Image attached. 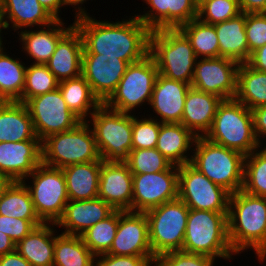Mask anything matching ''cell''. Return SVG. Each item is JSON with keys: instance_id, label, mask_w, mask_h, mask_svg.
I'll return each mask as SVG.
<instances>
[{"instance_id": "obj_1", "label": "cell", "mask_w": 266, "mask_h": 266, "mask_svg": "<svg viewBox=\"0 0 266 266\" xmlns=\"http://www.w3.org/2000/svg\"><path fill=\"white\" fill-rule=\"evenodd\" d=\"M122 21H103L90 14L74 19L83 39V54H103L132 64L149 55L151 30L134 14Z\"/></svg>"}, {"instance_id": "obj_2", "label": "cell", "mask_w": 266, "mask_h": 266, "mask_svg": "<svg viewBox=\"0 0 266 266\" xmlns=\"http://www.w3.org/2000/svg\"><path fill=\"white\" fill-rule=\"evenodd\" d=\"M228 238L235 254L253 249L258 261L266 259V197L242 189L230 194Z\"/></svg>"}, {"instance_id": "obj_3", "label": "cell", "mask_w": 266, "mask_h": 266, "mask_svg": "<svg viewBox=\"0 0 266 266\" xmlns=\"http://www.w3.org/2000/svg\"><path fill=\"white\" fill-rule=\"evenodd\" d=\"M190 164L210 181L233 194L243 187L245 155L197 137Z\"/></svg>"}, {"instance_id": "obj_4", "label": "cell", "mask_w": 266, "mask_h": 266, "mask_svg": "<svg viewBox=\"0 0 266 266\" xmlns=\"http://www.w3.org/2000/svg\"><path fill=\"white\" fill-rule=\"evenodd\" d=\"M228 212L189 209L182 251L224 260L236 255L228 238Z\"/></svg>"}, {"instance_id": "obj_5", "label": "cell", "mask_w": 266, "mask_h": 266, "mask_svg": "<svg viewBox=\"0 0 266 266\" xmlns=\"http://www.w3.org/2000/svg\"><path fill=\"white\" fill-rule=\"evenodd\" d=\"M205 138L245 156L261 146L254 133L252 111L235 98L222 100L218 105L212 127Z\"/></svg>"}, {"instance_id": "obj_6", "label": "cell", "mask_w": 266, "mask_h": 266, "mask_svg": "<svg viewBox=\"0 0 266 266\" xmlns=\"http://www.w3.org/2000/svg\"><path fill=\"white\" fill-rule=\"evenodd\" d=\"M149 54L156 62L159 74L191 85L198 58L179 29L152 30Z\"/></svg>"}, {"instance_id": "obj_7", "label": "cell", "mask_w": 266, "mask_h": 266, "mask_svg": "<svg viewBox=\"0 0 266 266\" xmlns=\"http://www.w3.org/2000/svg\"><path fill=\"white\" fill-rule=\"evenodd\" d=\"M102 161L95 135L87 121L80 122L74 129L55 133L42 141V163L64 168L72 164Z\"/></svg>"}, {"instance_id": "obj_8", "label": "cell", "mask_w": 266, "mask_h": 266, "mask_svg": "<svg viewBox=\"0 0 266 266\" xmlns=\"http://www.w3.org/2000/svg\"><path fill=\"white\" fill-rule=\"evenodd\" d=\"M89 118L87 122L95 135L100 158L103 161H125L132 150L133 114L101 104Z\"/></svg>"}, {"instance_id": "obj_9", "label": "cell", "mask_w": 266, "mask_h": 266, "mask_svg": "<svg viewBox=\"0 0 266 266\" xmlns=\"http://www.w3.org/2000/svg\"><path fill=\"white\" fill-rule=\"evenodd\" d=\"M26 179H32V182L27 184ZM22 182L30 192L40 220L43 223L56 224L63 216L65 206L69 201L66 179L62 169L41 163Z\"/></svg>"}, {"instance_id": "obj_10", "label": "cell", "mask_w": 266, "mask_h": 266, "mask_svg": "<svg viewBox=\"0 0 266 266\" xmlns=\"http://www.w3.org/2000/svg\"><path fill=\"white\" fill-rule=\"evenodd\" d=\"M189 208L179 198L145 212L149 242L155 257L182 250Z\"/></svg>"}, {"instance_id": "obj_11", "label": "cell", "mask_w": 266, "mask_h": 266, "mask_svg": "<svg viewBox=\"0 0 266 266\" xmlns=\"http://www.w3.org/2000/svg\"><path fill=\"white\" fill-rule=\"evenodd\" d=\"M158 74L156 62L150 54L129 64L115 91L103 104L124 113H133L146 102L149 105Z\"/></svg>"}, {"instance_id": "obj_12", "label": "cell", "mask_w": 266, "mask_h": 266, "mask_svg": "<svg viewBox=\"0 0 266 266\" xmlns=\"http://www.w3.org/2000/svg\"><path fill=\"white\" fill-rule=\"evenodd\" d=\"M178 198L189 209L228 212L230 193L187 163L178 166Z\"/></svg>"}, {"instance_id": "obj_13", "label": "cell", "mask_w": 266, "mask_h": 266, "mask_svg": "<svg viewBox=\"0 0 266 266\" xmlns=\"http://www.w3.org/2000/svg\"><path fill=\"white\" fill-rule=\"evenodd\" d=\"M24 104L41 141L52 134L72 130L82 122L68 109L59 88L28 99Z\"/></svg>"}, {"instance_id": "obj_14", "label": "cell", "mask_w": 266, "mask_h": 266, "mask_svg": "<svg viewBox=\"0 0 266 266\" xmlns=\"http://www.w3.org/2000/svg\"><path fill=\"white\" fill-rule=\"evenodd\" d=\"M132 211L146 212L178 198V166L156 173L133 174Z\"/></svg>"}, {"instance_id": "obj_15", "label": "cell", "mask_w": 266, "mask_h": 266, "mask_svg": "<svg viewBox=\"0 0 266 266\" xmlns=\"http://www.w3.org/2000/svg\"><path fill=\"white\" fill-rule=\"evenodd\" d=\"M239 63L224 57L198 58L191 87L212 93L223 100L234 99Z\"/></svg>"}, {"instance_id": "obj_16", "label": "cell", "mask_w": 266, "mask_h": 266, "mask_svg": "<svg viewBox=\"0 0 266 266\" xmlns=\"http://www.w3.org/2000/svg\"><path fill=\"white\" fill-rule=\"evenodd\" d=\"M107 254L154 256L149 242L145 212L118 210V227Z\"/></svg>"}, {"instance_id": "obj_17", "label": "cell", "mask_w": 266, "mask_h": 266, "mask_svg": "<svg viewBox=\"0 0 266 266\" xmlns=\"http://www.w3.org/2000/svg\"><path fill=\"white\" fill-rule=\"evenodd\" d=\"M129 64L103 54L82 55V76L103 104L115 91Z\"/></svg>"}, {"instance_id": "obj_18", "label": "cell", "mask_w": 266, "mask_h": 266, "mask_svg": "<svg viewBox=\"0 0 266 266\" xmlns=\"http://www.w3.org/2000/svg\"><path fill=\"white\" fill-rule=\"evenodd\" d=\"M133 174L124 161H103L98 198L114 210L132 211Z\"/></svg>"}, {"instance_id": "obj_19", "label": "cell", "mask_w": 266, "mask_h": 266, "mask_svg": "<svg viewBox=\"0 0 266 266\" xmlns=\"http://www.w3.org/2000/svg\"><path fill=\"white\" fill-rule=\"evenodd\" d=\"M42 163V141L0 142V175L23 181Z\"/></svg>"}, {"instance_id": "obj_20", "label": "cell", "mask_w": 266, "mask_h": 266, "mask_svg": "<svg viewBox=\"0 0 266 266\" xmlns=\"http://www.w3.org/2000/svg\"><path fill=\"white\" fill-rule=\"evenodd\" d=\"M191 85L158 74L149 105L160 123H181L186 94ZM160 115V116H159ZM159 118V119H157Z\"/></svg>"}, {"instance_id": "obj_21", "label": "cell", "mask_w": 266, "mask_h": 266, "mask_svg": "<svg viewBox=\"0 0 266 266\" xmlns=\"http://www.w3.org/2000/svg\"><path fill=\"white\" fill-rule=\"evenodd\" d=\"M115 210L101 198L91 200H69L56 227L64 229L61 233L80 236L97 222L106 219Z\"/></svg>"}, {"instance_id": "obj_22", "label": "cell", "mask_w": 266, "mask_h": 266, "mask_svg": "<svg viewBox=\"0 0 266 266\" xmlns=\"http://www.w3.org/2000/svg\"><path fill=\"white\" fill-rule=\"evenodd\" d=\"M63 21L64 19L56 20L36 30L18 31L19 40L22 42L21 51L34 60L33 64H46L56 50L58 42L74 27V24L65 27Z\"/></svg>"}, {"instance_id": "obj_23", "label": "cell", "mask_w": 266, "mask_h": 266, "mask_svg": "<svg viewBox=\"0 0 266 266\" xmlns=\"http://www.w3.org/2000/svg\"><path fill=\"white\" fill-rule=\"evenodd\" d=\"M222 100L215 94L190 87L186 94L181 124L196 137H205L212 127L218 105Z\"/></svg>"}, {"instance_id": "obj_24", "label": "cell", "mask_w": 266, "mask_h": 266, "mask_svg": "<svg viewBox=\"0 0 266 266\" xmlns=\"http://www.w3.org/2000/svg\"><path fill=\"white\" fill-rule=\"evenodd\" d=\"M83 49L81 33L74 26L58 42L46 65L59 81L77 78L82 75Z\"/></svg>"}, {"instance_id": "obj_25", "label": "cell", "mask_w": 266, "mask_h": 266, "mask_svg": "<svg viewBox=\"0 0 266 266\" xmlns=\"http://www.w3.org/2000/svg\"><path fill=\"white\" fill-rule=\"evenodd\" d=\"M196 138L181 123H161L156 149L173 165L181 166L190 163Z\"/></svg>"}, {"instance_id": "obj_26", "label": "cell", "mask_w": 266, "mask_h": 266, "mask_svg": "<svg viewBox=\"0 0 266 266\" xmlns=\"http://www.w3.org/2000/svg\"><path fill=\"white\" fill-rule=\"evenodd\" d=\"M54 226L56 224L43 223L15 245L17 252L32 266H53L56 236Z\"/></svg>"}, {"instance_id": "obj_27", "label": "cell", "mask_w": 266, "mask_h": 266, "mask_svg": "<svg viewBox=\"0 0 266 266\" xmlns=\"http://www.w3.org/2000/svg\"><path fill=\"white\" fill-rule=\"evenodd\" d=\"M246 13L213 24L218 37L220 57L228 58L239 64L249 60V47L245 32Z\"/></svg>"}, {"instance_id": "obj_28", "label": "cell", "mask_w": 266, "mask_h": 266, "mask_svg": "<svg viewBox=\"0 0 266 266\" xmlns=\"http://www.w3.org/2000/svg\"><path fill=\"white\" fill-rule=\"evenodd\" d=\"M40 140L24 103L17 101L0 103V142Z\"/></svg>"}, {"instance_id": "obj_29", "label": "cell", "mask_w": 266, "mask_h": 266, "mask_svg": "<svg viewBox=\"0 0 266 266\" xmlns=\"http://www.w3.org/2000/svg\"><path fill=\"white\" fill-rule=\"evenodd\" d=\"M6 29L44 27L56 21L38 0H1ZM10 20V21H9ZM10 22V23H9Z\"/></svg>"}, {"instance_id": "obj_30", "label": "cell", "mask_w": 266, "mask_h": 266, "mask_svg": "<svg viewBox=\"0 0 266 266\" xmlns=\"http://www.w3.org/2000/svg\"><path fill=\"white\" fill-rule=\"evenodd\" d=\"M101 165L102 161H92L62 168L69 200L98 198Z\"/></svg>"}, {"instance_id": "obj_31", "label": "cell", "mask_w": 266, "mask_h": 266, "mask_svg": "<svg viewBox=\"0 0 266 266\" xmlns=\"http://www.w3.org/2000/svg\"><path fill=\"white\" fill-rule=\"evenodd\" d=\"M58 88L68 109L81 121H87L102 104L82 75L60 81Z\"/></svg>"}, {"instance_id": "obj_32", "label": "cell", "mask_w": 266, "mask_h": 266, "mask_svg": "<svg viewBox=\"0 0 266 266\" xmlns=\"http://www.w3.org/2000/svg\"><path fill=\"white\" fill-rule=\"evenodd\" d=\"M235 99L250 110L266 105V72L257 71L247 63L240 64Z\"/></svg>"}, {"instance_id": "obj_33", "label": "cell", "mask_w": 266, "mask_h": 266, "mask_svg": "<svg viewBox=\"0 0 266 266\" xmlns=\"http://www.w3.org/2000/svg\"><path fill=\"white\" fill-rule=\"evenodd\" d=\"M0 215L28 221H41L36 214L31 195L22 181L7 184L0 196Z\"/></svg>"}, {"instance_id": "obj_34", "label": "cell", "mask_w": 266, "mask_h": 266, "mask_svg": "<svg viewBox=\"0 0 266 266\" xmlns=\"http://www.w3.org/2000/svg\"><path fill=\"white\" fill-rule=\"evenodd\" d=\"M3 47L0 46V97L5 102L18 101L25 86L27 66L19 58H12Z\"/></svg>"}, {"instance_id": "obj_35", "label": "cell", "mask_w": 266, "mask_h": 266, "mask_svg": "<svg viewBox=\"0 0 266 266\" xmlns=\"http://www.w3.org/2000/svg\"><path fill=\"white\" fill-rule=\"evenodd\" d=\"M94 260L81 236L56 234L53 266H94Z\"/></svg>"}, {"instance_id": "obj_36", "label": "cell", "mask_w": 266, "mask_h": 266, "mask_svg": "<svg viewBox=\"0 0 266 266\" xmlns=\"http://www.w3.org/2000/svg\"><path fill=\"white\" fill-rule=\"evenodd\" d=\"M178 29L190 41L197 58L220 57L218 37L214 25L195 18L181 25Z\"/></svg>"}, {"instance_id": "obj_37", "label": "cell", "mask_w": 266, "mask_h": 266, "mask_svg": "<svg viewBox=\"0 0 266 266\" xmlns=\"http://www.w3.org/2000/svg\"><path fill=\"white\" fill-rule=\"evenodd\" d=\"M118 227V210L106 219L97 222L80 236L84 244L95 255L106 254L115 238Z\"/></svg>"}, {"instance_id": "obj_38", "label": "cell", "mask_w": 266, "mask_h": 266, "mask_svg": "<svg viewBox=\"0 0 266 266\" xmlns=\"http://www.w3.org/2000/svg\"><path fill=\"white\" fill-rule=\"evenodd\" d=\"M242 190L266 197V150L262 146L245 156Z\"/></svg>"}, {"instance_id": "obj_39", "label": "cell", "mask_w": 266, "mask_h": 266, "mask_svg": "<svg viewBox=\"0 0 266 266\" xmlns=\"http://www.w3.org/2000/svg\"><path fill=\"white\" fill-rule=\"evenodd\" d=\"M59 82L46 64L31 63L26 67L25 86L17 102L25 103L28 99L53 91L59 87Z\"/></svg>"}, {"instance_id": "obj_40", "label": "cell", "mask_w": 266, "mask_h": 266, "mask_svg": "<svg viewBox=\"0 0 266 266\" xmlns=\"http://www.w3.org/2000/svg\"><path fill=\"white\" fill-rule=\"evenodd\" d=\"M124 162L132 174L162 172L173 165L156 148L132 149Z\"/></svg>"}, {"instance_id": "obj_41", "label": "cell", "mask_w": 266, "mask_h": 266, "mask_svg": "<svg viewBox=\"0 0 266 266\" xmlns=\"http://www.w3.org/2000/svg\"><path fill=\"white\" fill-rule=\"evenodd\" d=\"M238 0H206L198 6L197 18L207 24H216L240 14Z\"/></svg>"}, {"instance_id": "obj_42", "label": "cell", "mask_w": 266, "mask_h": 266, "mask_svg": "<svg viewBox=\"0 0 266 266\" xmlns=\"http://www.w3.org/2000/svg\"><path fill=\"white\" fill-rule=\"evenodd\" d=\"M142 117L138 119L133 113L132 149L156 148L161 123L150 115Z\"/></svg>"}, {"instance_id": "obj_43", "label": "cell", "mask_w": 266, "mask_h": 266, "mask_svg": "<svg viewBox=\"0 0 266 266\" xmlns=\"http://www.w3.org/2000/svg\"><path fill=\"white\" fill-rule=\"evenodd\" d=\"M197 15L195 0H167V29H178L197 18Z\"/></svg>"}, {"instance_id": "obj_44", "label": "cell", "mask_w": 266, "mask_h": 266, "mask_svg": "<svg viewBox=\"0 0 266 266\" xmlns=\"http://www.w3.org/2000/svg\"><path fill=\"white\" fill-rule=\"evenodd\" d=\"M212 257L185 251H172L155 258L154 266H214Z\"/></svg>"}, {"instance_id": "obj_45", "label": "cell", "mask_w": 266, "mask_h": 266, "mask_svg": "<svg viewBox=\"0 0 266 266\" xmlns=\"http://www.w3.org/2000/svg\"><path fill=\"white\" fill-rule=\"evenodd\" d=\"M245 32L250 57L252 52L266 44V13H246Z\"/></svg>"}, {"instance_id": "obj_46", "label": "cell", "mask_w": 266, "mask_h": 266, "mask_svg": "<svg viewBox=\"0 0 266 266\" xmlns=\"http://www.w3.org/2000/svg\"><path fill=\"white\" fill-rule=\"evenodd\" d=\"M148 4L147 12L135 14V16L151 31L167 29V0H143Z\"/></svg>"}, {"instance_id": "obj_47", "label": "cell", "mask_w": 266, "mask_h": 266, "mask_svg": "<svg viewBox=\"0 0 266 266\" xmlns=\"http://www.w3.org/2000/svg\"><path fill=\"white\" fill-rule=\"evenodd\" d=\"M42 224V221H28L0 215V231L8 235L15 244L27 236L35 227Z\"/></svg>"}, {"instance_id": "obj_48", "label": "cell", "mask_w": 266, "mask_h": 266, "mask_svg": "<svg viewBox=\"0 0 266 266\" xmlns=\"http://www.w3.org/2000/svg\"><path fill=\"white\" fill-rule=\"evenodd\" d=\"M155 258V256H126L106 253L95 256L94 266H153Z\"/></svg>"}, {"instance_id": "obj_49", "label": "cell", "mask_w": 266, "mask_h": 266, "mask_svg": "<svg viewBox=\"0 0 266 266\" xmlns=\"http://www.w3.org/2000/svg\"><path fill=\"white\" fill-rule=\"evenodd\" d=\"M251 111L256 139L260 145H263L266 137V105L257 107Z\"/></svg>"}, {"instance_id": "obj_50", "label": "cell", "mask_w": 266, "mask_h": 266, "mask_svg": "<svg viewBox=\"0 0 266 266\" xmlns=\"http://www.w3.org/2000/svg\"><path fill=\"white\" fill-rule=\"evenodd\" d=\"M247 64L257 71L266 72V44L251 53Z\"/></svg>"}, {"instance_id": "obj_51", "label": "cell", "mask_w": 266, "mask_h": 266, "mask_svg": "<svg viewBox=\"0 0 266 266\" xmlns=\"http://www.w3.org/2000/svg\"><path fill=\"white\" fill-rule=\"evenodd\" d=\"M243 13H266V0H238Z\"/></svg>"}, {"instance_id": "obj_52", "label": "cell", "mask_w": 266, "mask_h": 266, "mask_svg": "<svg viewBox=\"0 0 266 266\" xmlns=\"http://www.w3.org/2000/svg\"><path fill=\"white\" fill-rule=\"evenodd\" d=\"M0 266H32L15 249L5 255L0 256Z\"/></svg>"}, {"instance_id": "obj_53", "label": "cell", "mask_w": 266, "mask_h": 266, "mask_svg": "<svg viewBox=\"0 0 266 266\" xmlns=\"http://www.w3.org/2000/svg\"><path fill=\"white\" fill-rule=\"evenodd\" d=\"M41 6L55 19L62 20L59 13L61 8L65 6L64 0H38Z\"/></svg>"}, {"instance_id": "obj_54", "label": "cell", "mask_w": 266, "mask_h": 266, "mask_svg": "<svg viewBox=\"0 0 266 266\" xmlns=\"http://www.w3.org/2000/svg\"><path fill=\"white\" fill-rule=\"evenodd\" d=\"M15 245L8 235L0 231V256L14 251Z\"/></svg>"}, {"instance_id": "obj_55", "label": "cell", "mask_w": 266, "mask_h": 266, "mask_svg": "<svg viewBox=\"0 0 266 266\" xmlns=\"http://www.w3.org/2000/svg\"><path fill=\"white\" fill-rule=\"evenodd\" d=\"M88 0H64V3L66 6H73L75 10V18L81 15H86L89 14L86 10H85V6L84 8L82 7V5ZM80 5V6H79ZM78 6V7H77Z\"/></svg>"}, {"instance_id": "obj_56", "label": "cell", "mask_w": 266, "mask_h": 266, "mask_svg": "<svg viewBox=\"0 0 266 266\" xmlns=\"http://www.w3.org/2000/svg\"><path fill=\"white\" fill-rule=\"evenodd\" d=\"M7 30L6 29V25H5V21H4V15H3V8H2V4H1V0H0V46H4L3 45V41H2V30Z\"/></svg>"}, {"instance_id": "obj_57", "label": "cell", "mask_w": 266, "mask_h": 266, "mask_svg": "<svg viewBox=\"0 0 266 266\" xmlns=\"http://www.w3.org/2000/svg\"><path fill=\"white\" fill-rule=\"evenodd\" d=\"M9 182L10 181L7 178L0 175V196Z\"/></svg>"}, {"instance_id": "obj_58", "label": "cell", "mask_w": 266, "mask_h": 266, "mask_svg": "<svg viewBox=\"0 0 266 266\" xmlns=\"http://www.w3.org/2000/svg\"><path fill=\"white\" fill-rule=\"evenodd\" d=\"M204 1H206V0H195L197 6H199V5H200L201 3H203Z\"/></svg>"}, {"instance_id": "obj_59", "label": "cell", "mask_w": 266, "mask_h": 266, "mask_svg": "<svg viewBox=\"0 0 266 266\" xmlns=\"http://www.w3.org/2000/svg\"><path fill=\"white\" fill-rule=\"evenodd\" d=\"M264 142H266V141H264ZM263 144L264 145H261V146H264L263 149L266 150V146H265L266 144L265 143H263Z\"/></svg>"}, {"instance_id": "obj_60", "label": "cell", "mask_w": 266, "mask_h": 266, "mask_svg": "<svg viewBox=\"0 0 266 266\" xmlns=\"http://www.w3.org/2000/svg\"><path fill=\"white\" fill-rule=\"evenodd\" d=\"M5 101L0 97V103H4Z\"/></svg>"}]
</instances>
